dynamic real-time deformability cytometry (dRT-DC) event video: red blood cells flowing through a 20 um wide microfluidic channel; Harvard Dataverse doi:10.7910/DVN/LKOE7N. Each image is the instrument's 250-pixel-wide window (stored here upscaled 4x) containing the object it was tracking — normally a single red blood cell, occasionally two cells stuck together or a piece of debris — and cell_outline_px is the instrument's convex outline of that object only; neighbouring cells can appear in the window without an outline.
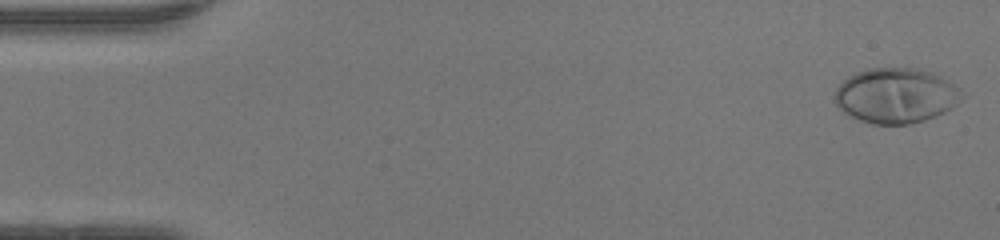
{"species": "human", "species_latin": "Homo sapiens", "temperature_condition": "warm", "stored_images_in_passage": 48, "camera_frame_rate_fps": 3000, "um_per_image_px": 0.085, "donor": {"sex": "female"}, "frame": {"image": 1, "passage_image": 1, "time_ms": 0.0, "image_size_px": [1000, 240], "cell_outline_px": [[960, 100], [952, 108], [936, 116], [924, 120], [908, 124], [872, 124], [860, 120], [844, 112], [832, 100], [832, 96], [836, 88], [848, 76], [856, 72], [868, 68], [920, 68], [932, 72], [940, 76], [960, 88]], "centroid_in_image_um": [76.11, 8.12], "position_along_channel_um": 8.9, "area_um2": 40.86}}
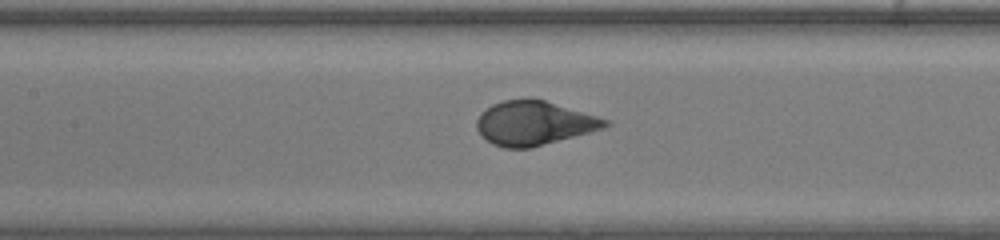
{"frame": {"image": 2, "passage_image": 22, "time_ms": 7.0, "image_size_px": [1000, 240], "cell_outline_px": [[612, 124], [604, 128], [528, 148], [504, 148], [492, 144], [480, 136], [476, 128], [476, 120], [480, 112], [492, 104], [504, 100], [528, 96], [544, 100], [612, 120]], "centroid_in_image_um": [45.36, 10.44], "position_along_channel_um": 162.0, "area_um2": 33.41}}
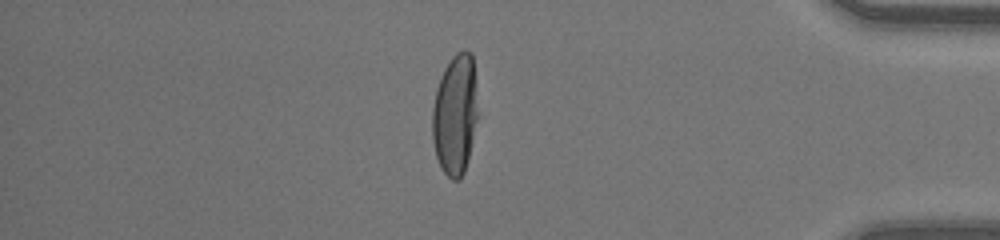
{"frame": {"image": 3, "passage_image": 41, "time_ms": 13.333, "image_size_px": [1000, 240], "cell_outline_px": [[480, 116], [464, 172], [460, 180], [452, 180], [440, 168], [436, 156], [432, 140], [432, 108], [436, 88], [440, 76], [444, 68], [452, 56], [456, 52], [464, 48], [472, 52]], "centroid_in_image_um": [38.71, 9.71], "position_along_channel_um": 396.5, "area_um2": 33.12}, "authors_computed_cell_mechanics": {"area_um2": 34.3621, "velocity_mm_per_s": 4.254, "shape_relaxation_time_tau1_ms": 3.5138, "shape_relaxation_time_tau2_ms": null, "deformation_change_tau1": 0.2352, "deformation_change_tau2": null}}